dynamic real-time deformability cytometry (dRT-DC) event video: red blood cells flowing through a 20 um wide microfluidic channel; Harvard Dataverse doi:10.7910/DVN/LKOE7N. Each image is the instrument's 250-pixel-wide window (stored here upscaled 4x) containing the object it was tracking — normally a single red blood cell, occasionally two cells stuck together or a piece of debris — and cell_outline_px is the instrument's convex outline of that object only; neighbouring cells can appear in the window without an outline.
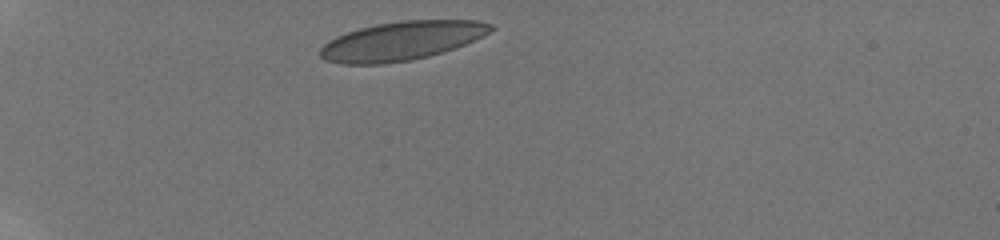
{"species": "human", "species_latin": "Homo sapiens", "temperature_condition": "room temperature", "stored_images_in_passage": 5, "camera_frame_rate_fps": 3000, "um_per_image_px": 0.085, "donor": {"sex": "male"}, "frame": {"image": 1, "passage_image": 1, "time_ms": 0.0, "image_size_px": [1000, 240], "cell_outline_px": [[496, 28], [484, 36], [456, 48], [428, 56], [412, 60], [384, 64], [340, 64], [324, 60], [320, 56], [320, 48], [328, 40], [336, 36], [360, 28], [376, 24], [400, 20], [476, 20], [492, 24]], "centroid_in_image_um": [34.15, 3.47], "position_along_channel_um": 50.9, "area_um2": 38.84}}
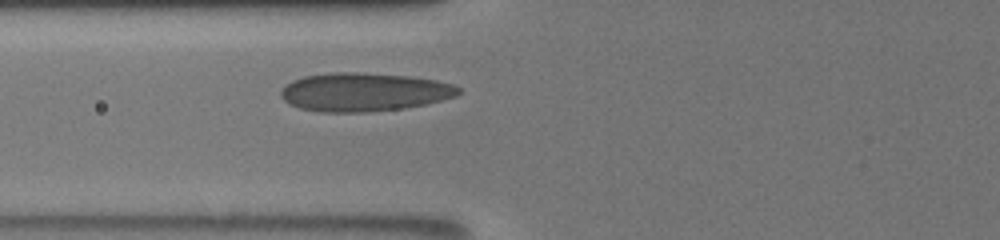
{"frame": {"image": 2, "passage_image": 5, "time_ms": 2.333, "image_size_px": [1000, 240], "cell_outline_px": [[460, 92], [456, 96], [428, 104], [404, 108], [364, 112], [320, 112], [300, 108], [288, 104], [280, 96], [280, 92], [292, 80], [304, 76], [336, 72], [356, 72], [408, 76], [436, 80], [452, 84], [460, 88]], "centroid_in_image_um": [30.94, 7.83], "position_along_channel_um": 94.9, "area_um2": 39.82}}